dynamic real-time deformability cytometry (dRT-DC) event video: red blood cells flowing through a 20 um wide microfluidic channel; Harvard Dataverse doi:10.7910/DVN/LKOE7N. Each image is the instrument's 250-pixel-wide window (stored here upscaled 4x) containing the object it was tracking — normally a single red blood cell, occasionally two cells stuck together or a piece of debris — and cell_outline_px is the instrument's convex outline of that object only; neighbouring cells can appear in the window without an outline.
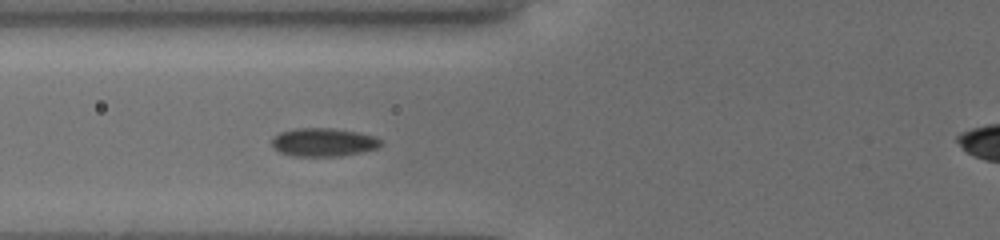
{"species": "common noctule bat (a hibernating species)", "species_latin": "Nyctalus noctula", "temperature_condition": "cold", "stored_images_in_passage": 40, "camera_frame_rate_fps": 3000, "um_per_image_px": 0.085, "animal": {"sex": "female", "body_mass_g": 19.5, "forearm_length_mm": 54.1}, "frame": {"image": 1, "passage_image": 8, "time_ms": 3.0, "image_size_px": [1000, 240], "cell_outline_px": [[384, 140], [380, 148], [364, 152], [340, 156], [292, 156], [280, 152], [272, 148], [272, 136], [280, 132], [296, 128], [332, 128], [360, 132], [376, 136]], "centroid_in_image_um": [27.54, 12.09], "position_along_channel_um": 98.3, "area_um2": 18.5}}
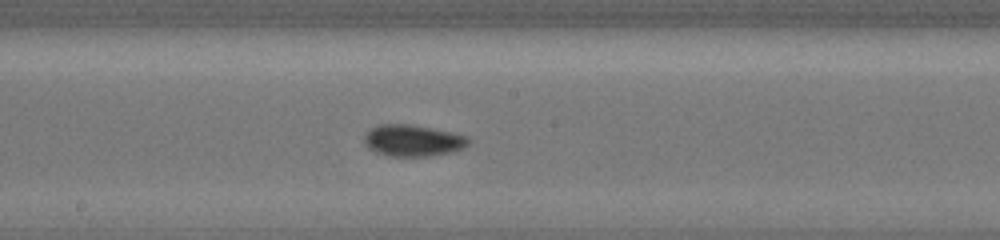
{"frame": {"image": 2, "passage_image": 15, "time_ms": 6.0, "image_size_px": [1000, 240], "cell_outline_px": [[472, 140], [464, 148], [452, 152], [432, 156], [388, 156], [376, 152], [368, 148], [364, 144], [364, 136], [372, 128], [380, 124], [408, 124], [468, 136]], "centroid_in_image_um": [35.1, 11.96], "position_along_channel_um": 213.1, "area_um2": 19.07}}
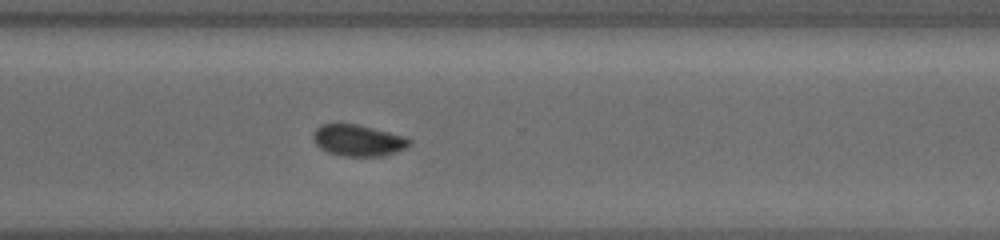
{"frame": {"image": 3, "passage_image": 23, "time_ms": 9.333, "image_size_px": [1000, 240], "cell_outline_px": [[412, 144], [404, 148], [380, 156], [340, 156], [328, 152], [320, 148], [316, 144], [312, 136], [316, 128], [324, 124], [356, 124], [408, 136], [412, 140]], "centroid_in_image_um": [30.46, 11.93], "position_along_channel_um": 340.1, "area_um2": 17.57}, "authors_computed_cell_mechanics": {"area_um2": 17.5423, "velocity_mm_per_s": 3.8199, "shape_relaxation_time_tau1_ms": 6.263, "shape_relaxation_time_tau2_ms": null, "deformation_change_tau1": 0.105, "deformation_change_tau2": null}}